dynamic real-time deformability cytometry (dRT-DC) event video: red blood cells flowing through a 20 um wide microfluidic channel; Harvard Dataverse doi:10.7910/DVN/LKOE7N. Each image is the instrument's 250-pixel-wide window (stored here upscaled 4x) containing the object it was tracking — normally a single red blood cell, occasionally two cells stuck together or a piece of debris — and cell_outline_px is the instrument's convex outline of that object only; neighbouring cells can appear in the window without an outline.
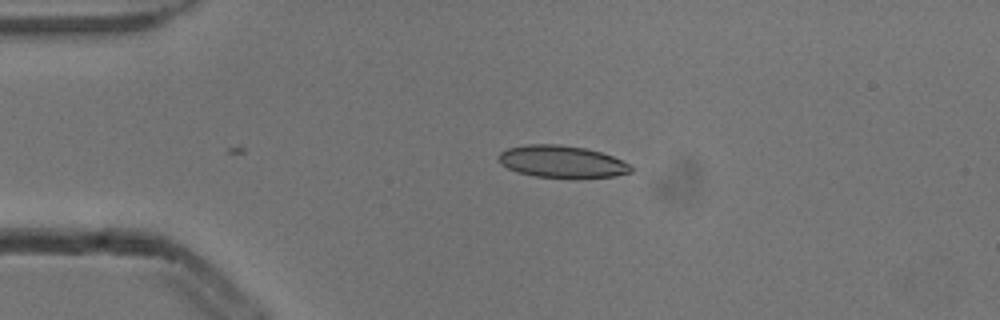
{"species": "common noctule bat (a hibernating species)", "species_latin": "Nyctalus noctula", "temperature_condition": "cold", "stored_images_in_passage": 3, "camera_frame_rate_fps": 3000, "um_per_image_px": 0.085, "animal": {"sex": "male", "body_mass_g": 13.3}, "frame": {"image": 1, "passage_image": 3, "time_ms": 0.667, "image_size_px": [1000, 320], "cell_outline_px": [[632, 172], [616, 176], [536, 176], [516, 172], [500, 164], [496, 156], [500, 152], [508, 148], [528, 144], [556, 144], [584, 148], [600, 152], [612, 156], [628, 164], [632, 168]], "centroid_in_image_um": [47.68, 13.71], "position_along_channel_um": 37.3, "area_um2": 24.16}}